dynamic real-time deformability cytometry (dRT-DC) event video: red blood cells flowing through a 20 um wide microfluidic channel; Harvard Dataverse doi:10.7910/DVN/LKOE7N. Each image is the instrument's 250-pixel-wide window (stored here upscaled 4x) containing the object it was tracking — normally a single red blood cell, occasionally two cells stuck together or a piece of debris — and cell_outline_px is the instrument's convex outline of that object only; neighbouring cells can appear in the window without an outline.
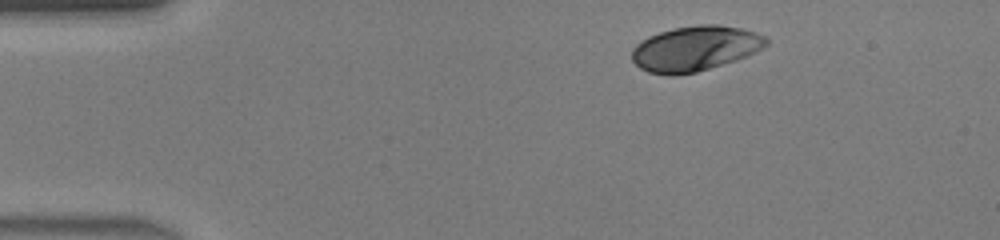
{"species": "human", "species_latin": "Homo sapiens", "temperature_condition": "warm", "stored_images_in_passage": 40, "camera_frame_rate_fps": 3000, "um_per_image_px": 0.085, "donor": {"sex": "male"}, "frame": {"image": 1, "passage_image": 1, "time_ms": 0.0, "image_size_px": [1000, 240], "cell_outline_px": [[768, 44], [736, 60], [696, 72], [676, 76], [668, 76], [648, 72], [640, 68], [632, 60], [632, 48], [640, 40], [648, 36], [672, 28], [700, 24], [716, 24], [740, 28], [756, 32], [764, 36], [768, 40]], "centroid_in_image_um": [59.03, 4.12], "position_along_channel_um": 26.0, "area_um2": 35.26}}
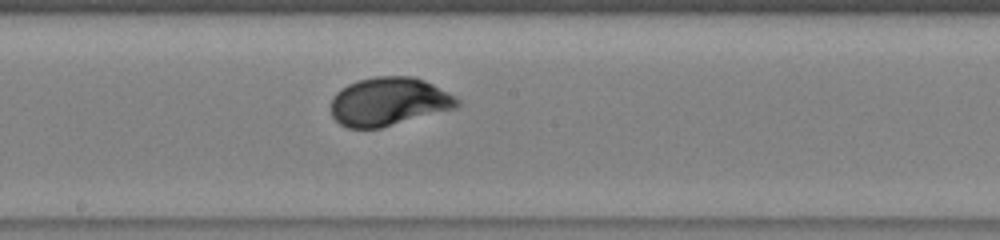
{"frame": {"image": 2, "passage_image": 19, "time_ms": 6.0, "image_size_px": [1000, 240], "cell_outline_px": [[460, 104], [456, 108], [380, 128], [348, 128], [340, 124], [332, 116], [332, 96], [340, 88], [348, 84], [360, 80], [376, 76], [416, 76], [432, 84], [460, 100]], "centroid_in_image_um": [33.03, 8.63], "position_along_channel_um": 215.2, "area_um2": 35.43}}
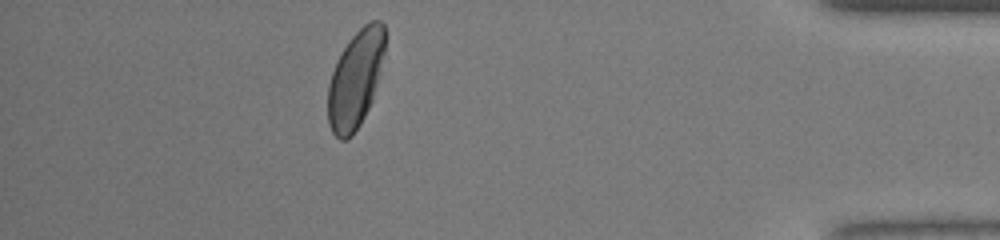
{"frame": {"image": 3, "passage_image": 35, "time_ms": 11.333, "image_size_px": [1000, 240], "cell_outline_px": [[384, 52], [372, 100], [360, 124], [352, 136], [344, 140], [340, 140], [332, 132], [328, 124], [328, 84], [332, 72], [348, 40], [364, 24], [372, 20], [380, 20], [384, 24]], "centroid_in_image_um": [30.2, 6.74], "position_along_channel_um": 405.0, "area_um2": 31.91}, "authors_computed_cell_mechanics": {"area_um2": 35.3447, "velocity_mm_per_s": 4.4226, "shape_relaxation_time_tau1_ms": 1.9731, "shape_relaxation_time_tau2_ms": null, "deformation_change_tau1": 0.1618, "deformation_change_tau2": null}}